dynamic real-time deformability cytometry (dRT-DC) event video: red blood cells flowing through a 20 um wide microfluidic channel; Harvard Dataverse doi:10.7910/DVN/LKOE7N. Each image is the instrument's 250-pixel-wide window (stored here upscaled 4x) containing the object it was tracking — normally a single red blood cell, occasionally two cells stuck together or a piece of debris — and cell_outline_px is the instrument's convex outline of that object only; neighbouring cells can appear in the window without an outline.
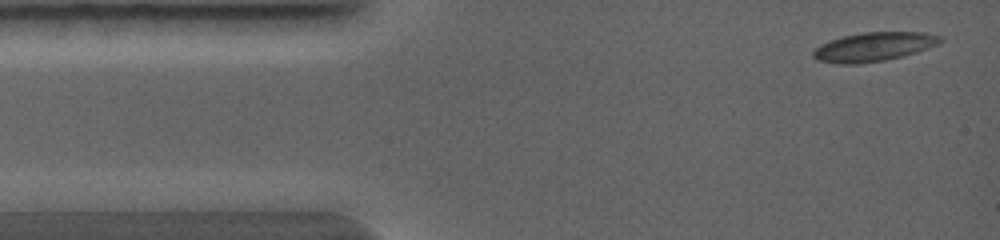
{"species": "common noctule bat (a hibernating species)", "species_latin": "Nyctalus noctula", "temperature_condition": "warm", "stored_images_in_passage": 32, "camera_frame_rate_fps": 5000, "um_per_image_px": 0.085, "animal": {"sex": "female", "body_mass_g": 19.0, "forearm_length_mm": 56.7}, "frame": {"image": 1, "passage_image": 1, "time_ms": 0.0, "image_size_px": [1000, 240], "cell_outline_px": [[944, 40], [928, 48], [904, 56], [884, 60], [856, 64], [836, 64], [816, 60], [812, 56], [812, 52], [820, 44], [844, 36], [864, 32], [924, 32], [944, 36]], "centroid_in_image_um": [74.28, 3.98], "position_along_channel_um": 10.7, "area_um2": 21.5}}
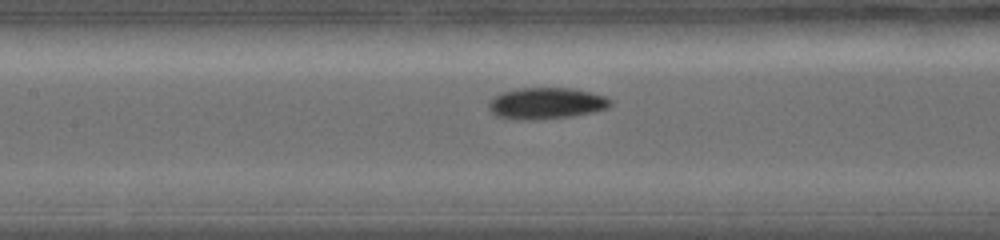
{"frame": {"image": 2, "passage_image": 14, "time_ms": 3.4, "image_size_px": [1000, 240], "cell_outline_px": [[612, 104], [608, 108], [592, 112], [572, 116], [540, 120], [524, 120], [496, 116], [488, 108], [488, 104], [492, 96], [504, 92], [520, 88], [572, 88], [604, 96], [612, 100]], "centroid_in_image_um": [46.42, 8.79], "position_along_channel_um": 161.0, "area_um2": 22.31}}
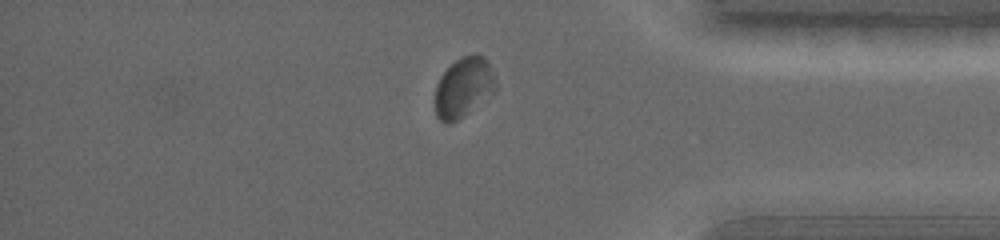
{"frame": {"image": 3, "passage_image": 28, "time_ms": 7.2, "image_size_px": [1000, 240], "cell_outline_px": [[496, 92], [464, 116], [448, 124], [440, 120], [436, 116], [436, 84], [440, 76], [456, 60], [464, 56], [476, 52], [484, 56], [492, 72], [496, 84]], "centroid_in_image_um": [39.42, 7.43], "position_along_channel_um": 395.8, "area_um2": 21.1}}